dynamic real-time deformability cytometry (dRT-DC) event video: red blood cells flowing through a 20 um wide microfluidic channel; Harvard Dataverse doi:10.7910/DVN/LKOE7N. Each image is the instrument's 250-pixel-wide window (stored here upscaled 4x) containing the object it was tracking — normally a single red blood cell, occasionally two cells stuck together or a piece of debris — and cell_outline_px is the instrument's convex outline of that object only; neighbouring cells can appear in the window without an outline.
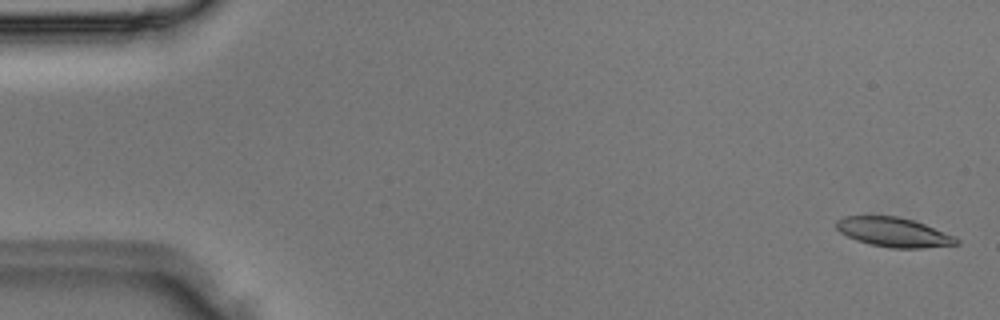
{"species": "Egyptian fruit bat (a non-hibernating species)", "species_latin": "Rousettus aegyptiacus", "temperature_condition": "room temperature", "stored_images_in_passage": 5, "camera_frame_rate_fps": 3000, "um_per_image_px": 0.085, "animal": {"sex": "male"}, "frame": {"image": 1, "passage_image": 1, "time_ms": 0.0, "image_size_px": [1000, 320], "cell_outline_px": [[960, 244], [924, 248], [892, 248], [868, 244], [856, 240], [840, 232], [836, 228], [836, 220], [844, 216], [896, 216], [912, 220], [924, 224], [952, 236], [960, 240]], "centroid_in_image_um": [75.93, 19.74], "position_along_channel_um": 9.1, "area_um2": 20.4}}
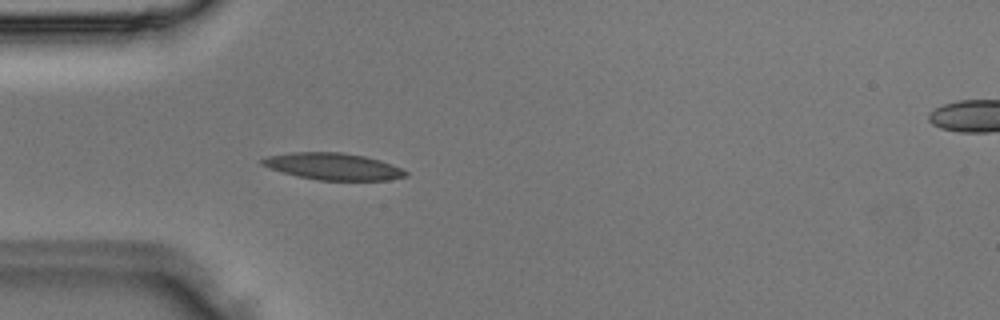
{"frame": {"image": 2, "passage_image": 4, "time_ms": 1.0, "image_size_px": [1000, 320], "cell_outline_px": [[408, 176], [388, 180], [320, 180], [300, 176], [284, 172], [260, 164], [260, 160], [268, 156], [292, 152], [344, 152], [364, 156], [380, 160], [392, 164], [408, 172]], "centroid_in_image_um": [28.36, 14.14], "position_along_channel_um": 56.6, "area_um2": 22.2}}